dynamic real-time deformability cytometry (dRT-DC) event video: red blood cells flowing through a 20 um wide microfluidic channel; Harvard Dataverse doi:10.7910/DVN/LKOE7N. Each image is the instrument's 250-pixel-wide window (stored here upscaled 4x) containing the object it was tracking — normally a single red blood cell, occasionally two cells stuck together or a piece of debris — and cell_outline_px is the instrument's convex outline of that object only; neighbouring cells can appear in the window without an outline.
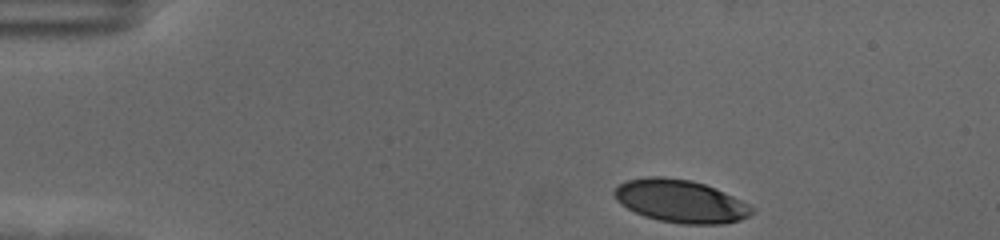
{"species": "human", "species_latin": "Homo sapiens", "temperature_condition": "cold", "stored_images_in_passage": 40, "camera_frame_rate_fps": 3000, "um_per_image_px": 0.085, "donor": {"sex": "female"}, "frame": {"image": 1, "passage_image": 1, "time_ms": 0.0, "image_size_px": [1000, 240], "cell_outline_px": [[756, 212], [740, 220], [724, 224], [680, 224], [660, 220], [644, 216], [620, 204], [616, 200], [612, 192], [620, 184], [628, 180], [648, 176], [664, 176], [692, 180], [716, 188], [756, 208]], "centroid_in_image_um": [57.86, 17.1], "position_along_channel_um": 27.1, "area_um2": 34.45}}
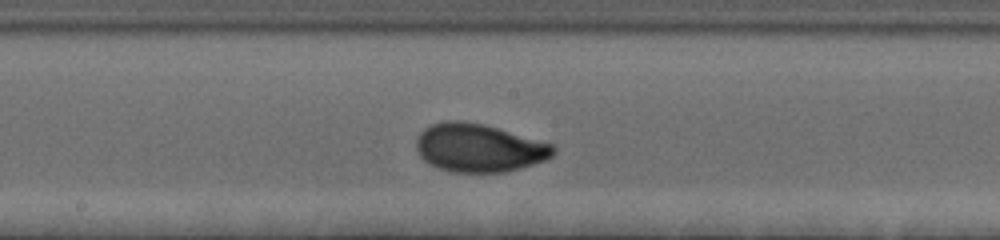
{"frame": {"image": 2, "passage_image": 23, "time_ms": 7.333, "image_size_px": [1000, 240], "cell_outline_px": [[556, 152], [552, 156], [544, 160], [520, 168], [504, 172], [448, 172], [436, 168], [428, 164], [416, 152], [416, 140], [420, 132], [424, 128], [432, 124], [444, 120], [464, 120], [484, 124], [556, 144]], "centroid_in_image_um": [40.7, 12.56], "position_along_channel_um": 207.5, "area_um2": 39.07}}
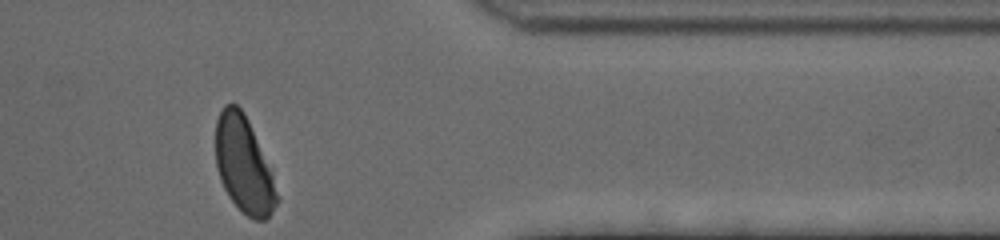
{"frame": {"image": 3, "passage_image": 40, "time_ms": 13.0, "image_size_px": [1000, 240], "cell_outline_px": [[280, 200], [272, 212], [264, 220], [256, 220], [248, 216], [228, 196], [220, 180], [216, 164], [216, 120], [224, 104], [236, 104], [244, 112], [248, 120], [272, 176]], "centroid_in_image_um": [20.71, 14.02], "position_along_channel_um": 390.7, "area_um2": 33.7}, "authors_computed_cell_mechanics": {"area_um2": 36.8186, "velocity_mm_per_s": 3.5113, "shape_relaxation_time_tau1_ms": 3.152, "shape_relaxation_time_tau2_ms": null, "deformation_change_tau1": 0.1684, "deformation_change_tau2": null}}